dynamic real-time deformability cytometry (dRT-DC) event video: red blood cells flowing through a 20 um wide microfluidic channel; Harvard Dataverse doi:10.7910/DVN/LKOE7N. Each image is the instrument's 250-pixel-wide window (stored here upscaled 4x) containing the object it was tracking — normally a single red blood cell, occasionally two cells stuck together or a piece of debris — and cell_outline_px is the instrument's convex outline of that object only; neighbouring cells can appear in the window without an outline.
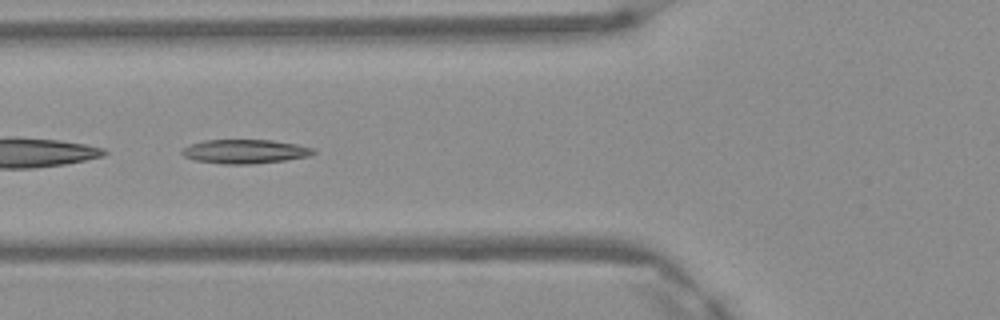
{"species": "Egyptian fruit bat (a non-hibernating species)", "species_latin": "Rousettus aegyptiacus", "temperature_condition": "warm", "stored_images_in_passage": 5, "camera_frame_rate_fps": 3000, "um_per_image_px": 0.085, "frame": {"image": 1, "passage_image": 5, "time_ms": 1.333, "image_size_px": [1000, 320], "cell_outline_px": [[316, 152], [308, 156], [284, 160], [252, 164], [220, 164], [192, 160], [184, 156], [180, 152], [188, 144], [204, 140], [272, 140], [296, 144], [312, 148]], "centroid_in_image_um": [20.75, 12.88], "position_along_channel_um": 105.0, "area_um2": 18.44}}